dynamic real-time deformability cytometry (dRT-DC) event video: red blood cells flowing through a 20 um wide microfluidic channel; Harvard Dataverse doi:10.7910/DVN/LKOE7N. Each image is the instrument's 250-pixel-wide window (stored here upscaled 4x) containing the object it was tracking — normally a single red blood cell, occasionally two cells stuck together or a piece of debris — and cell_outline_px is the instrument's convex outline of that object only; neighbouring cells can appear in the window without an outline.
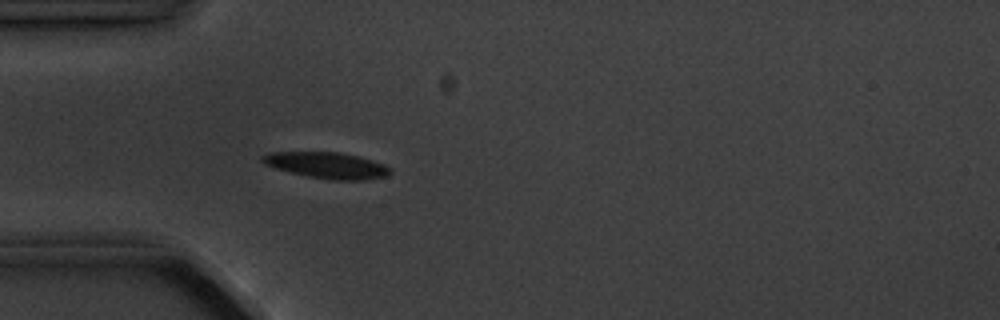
{"species": "common noctule bat (a hibernating species)", "species_latin": "Nyctalus noctula", "temperature_condition": "cold", "stored_images_in_passage": 3, "camera_frame_rate_fps": 3000, "um_per_image_px": 0.085, "animal": {"sex": "male", "body_mass_g": 20.1, "forearm_length_mm": 53.5}, "frame": {"image": 1, "passage_image": 3, "time_ms": 3.0, "image_size_px": [1000, 320], "cell_outline_px": [[392, 172], [388, 176], [364, 180], [332, 180], [308, 176], [288, 172], [264, 164], [260, 160], [260, 156], [272, 152], [340, 152], [372, 160], [384, 164], [392, 168]], "centroid_in_image_um": [27.8, 14.05], "position_along_channel_um": 57.2, "area_um2": 19.59}}